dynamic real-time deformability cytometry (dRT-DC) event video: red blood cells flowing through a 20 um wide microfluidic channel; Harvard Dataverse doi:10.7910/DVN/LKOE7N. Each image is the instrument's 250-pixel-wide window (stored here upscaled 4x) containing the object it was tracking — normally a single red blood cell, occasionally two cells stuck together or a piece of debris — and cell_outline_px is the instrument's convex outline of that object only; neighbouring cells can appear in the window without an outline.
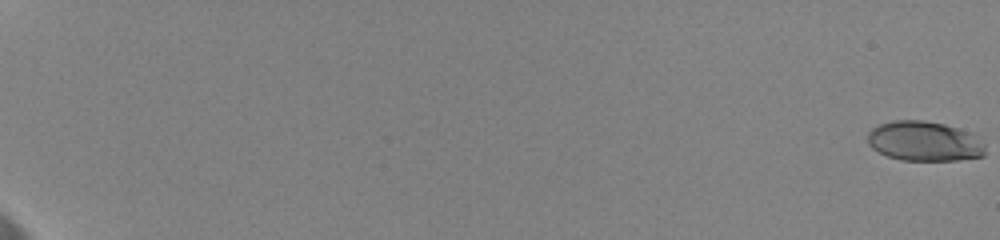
{"species": "human", "species_latin": "Homo sapiens", "temperature_condition": "cold", "stored_images_in_passage": 6, "camera_frame_rate_fps": 3000, "um_per_image_px": 0.085, "donor": {"sex": "female"}, "frame": {"image": 1, "passage_image": 1, "time_ms": 0.0, "image_size_px": [1000, 240], "cell_outline_px": [[984, 156], [960, 160], [900, 160], [888, 156], [872, 148], [868, 144], [868, 132], [872, 128], [880, 124], [892, 120], [924, 120], [944, 124], [972, 132], [984, 144]], "centroid_in_image_um": [78.57, 12.0], "position_along_channel_um": 6.4, "area_um2": 27.4}}